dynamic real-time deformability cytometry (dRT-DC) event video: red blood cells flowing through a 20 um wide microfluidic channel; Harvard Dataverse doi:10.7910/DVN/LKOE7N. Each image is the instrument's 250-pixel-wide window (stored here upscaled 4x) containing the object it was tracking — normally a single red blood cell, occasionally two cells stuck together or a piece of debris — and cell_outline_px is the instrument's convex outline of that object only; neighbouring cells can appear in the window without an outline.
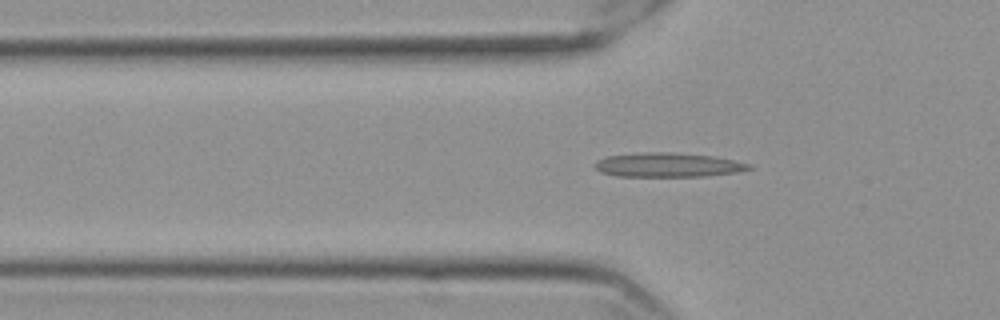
{"species": "Egyptian fruit bat (a non-hibernating species)", "species_latin": "Rousettus aegyptiacus", "temperature_condition": "cold", "stored_images_in_passage": 50, "camera_frame_rate_fps": 3000, "um_per_image_px": 0.085, "frame": {"image": 1, "passage_image": 11, "time_ms": 3.333, "image_size_px": [1000, 320], "cell_outline_px": [[752, 168], [736, 172], [704, 176], [616, 176], [600, 172], [592, 164], [596, 160], [608, 156], [644, 152], [672, 152], [712, 156], [752, 164]], "centroid_in_image_um": [56.73, 14.01], "position_along_channel_um": 69.1, "area_um2": 21.68}}
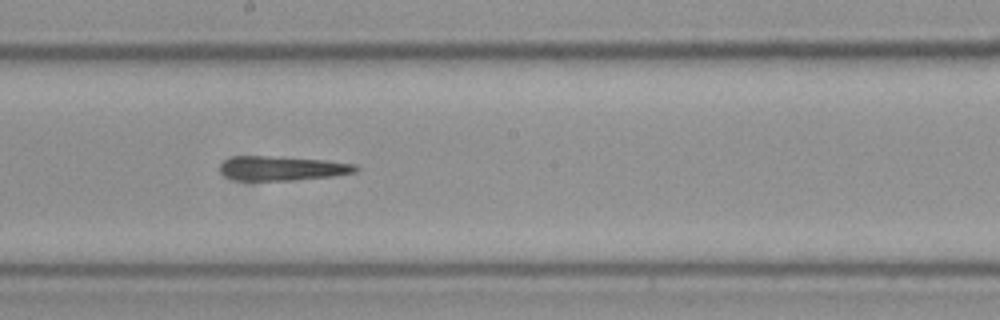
{"frame": {"image": 2, "passage_image": 24, "time_ms": 7.667, "image_size_px": [1000, 320], "cell_outline_px": [[360, 168], [356, 172], [332, 176], [292, 180], [236, 180], [224, 176], [220, 172], [220, 164], [224, 160], [232, 156], [284, 156], [328, 160], [356, 164]], "centroid_in_image_um": [23.99, 14.29], "position_along_channel_um": 224.2, "area_um2": 19.59}}
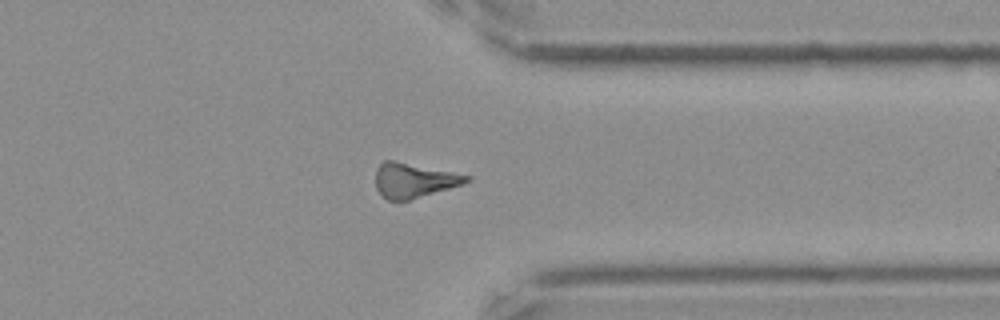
{"frame": {"image": 3, "passage_image": 37, "time_ms": 12.0, "image_size_px": [1000, 320], "cell_outline_px": [[472, 176], [468, 180], [460, 184], [448, 188], [408, 200], [388, 200], [376, 188], [376, 168], [384, 160], [392, 160]], "centroid_in_image_um": [35.12, 15.31], "position_along_channel_um": 376.3, "area_um2": 17.74}, "authors_computed_cell_mechanics": {"area_um2": 18.8717, "velocity_mm_per_s": 3.5793, "shape_relaxation_time_tau1_ms": 8.0647, "shape_relaxation_time_tau2_ms": 3.1021, "deformation_change_tau1": 0.1994, "deformation_change_tau2": 0.1393}}